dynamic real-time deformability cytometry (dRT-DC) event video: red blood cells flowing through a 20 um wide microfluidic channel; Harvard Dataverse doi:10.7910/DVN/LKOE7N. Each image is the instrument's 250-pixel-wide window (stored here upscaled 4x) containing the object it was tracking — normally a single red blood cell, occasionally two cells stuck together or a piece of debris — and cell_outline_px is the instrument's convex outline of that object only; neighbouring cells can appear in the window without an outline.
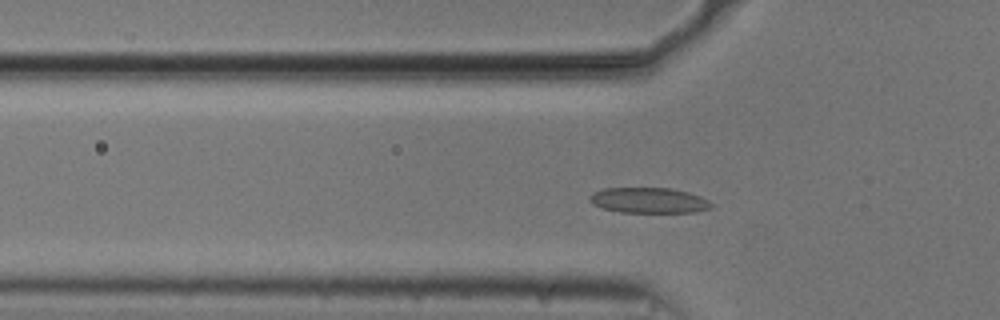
{"species": "common noctule bat (a hibernating species)", "species_latin": "Nyctalus noctula", "temperature_condition": "cold", "stored_images_in_passage": 50, "segment_of_instrument_passage": [1, 2], "camera_frame_rate_fps": 3000, "um_per_image_px": 0.085, "animal": {"sex": "male", "body_mass_g": 20.5, "forearm_length_mm": 52.5}, "frame": {"image": 1, "passage_image": 12, "time_ms": 3.667, "image_size_px": [1000, 320], "cell_outline_px": [[712, 208], [696, 212], [620, 212], [604, 208], [592, 204], [588, 200], [588, 196], [592, 192], [604, 188], [672, 188], [688, 192], [700, 196], [708, 200], [712, 204]], "centroid_in_image_um": [55.13, 17.02], "position_along_channel_um": 70.7, "area_um2": 18.15}}
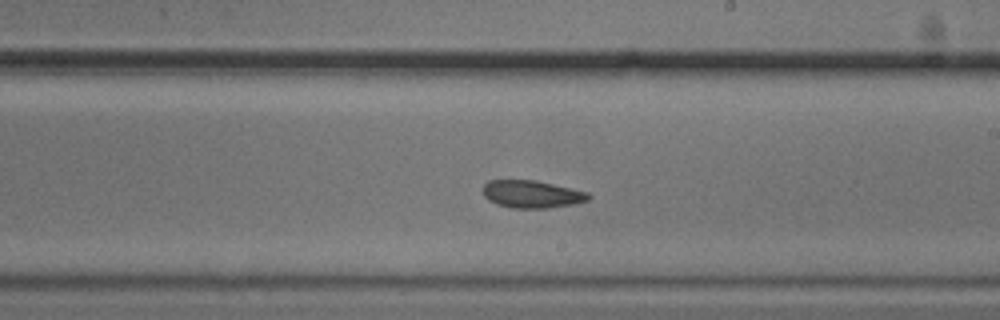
{"frame": {"image": 2, "passage_image": 26, "time_ms": 8.333, "image_size_px": [1000, 320], "cell_outline_px": [[592, 196], [588, 200], [576, 204], [548, 208], [512, 208], [496, 204], [488, 200], [484, 196], [484, 184], [488, 180], [536, 180], [572, 188], [588, 192]], "centroid_in_image_um": [45.23, 16.5], "position_along_channel_um": 243.8, "area_um2": 17.11}}
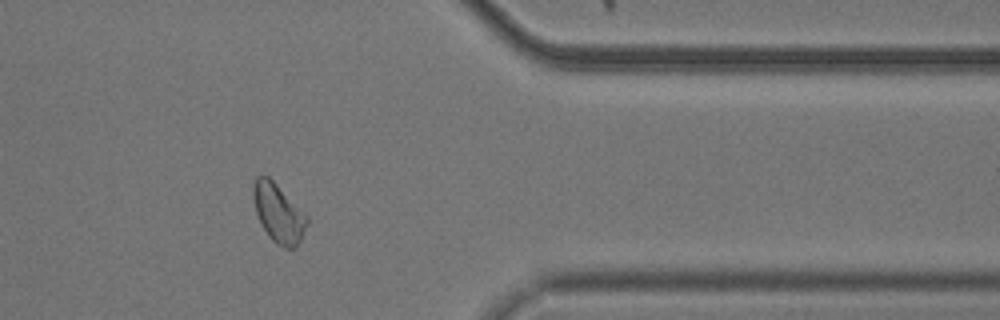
{"frame": {"image": 3, "passage_image": 39, "time_ms": 12.667, "image_size_px": [1000, 320], "cell_outline_px": [[308, 224], [296, 248], [284, 248], [276, 244], [268, 236], [260, 224], [256, 212], [252, 196], [252, 188], [256, 176], [268, 176], [308, 216]], "centroid_in_image_um": [23.65, 18.14], "position_along_channel_um": 387.7, "area_um2": 18.38}}